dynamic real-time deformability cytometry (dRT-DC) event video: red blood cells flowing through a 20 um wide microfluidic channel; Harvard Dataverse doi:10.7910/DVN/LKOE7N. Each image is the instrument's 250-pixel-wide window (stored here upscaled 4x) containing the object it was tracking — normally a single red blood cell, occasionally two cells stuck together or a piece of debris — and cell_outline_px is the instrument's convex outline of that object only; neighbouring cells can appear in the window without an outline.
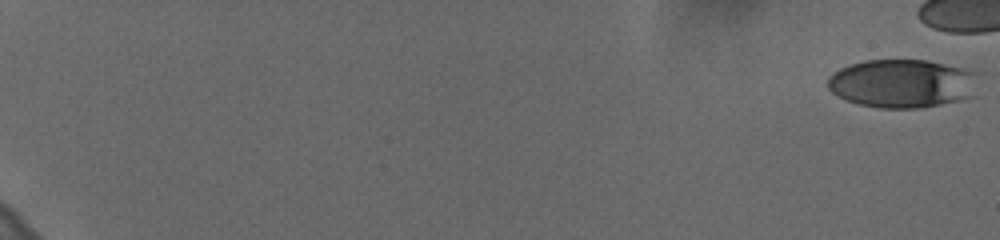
{"species": "human", "species_latin": "Homo sapiens", "temperature_condition": "cold", "stored_images_in_passage": 52, "camera_frame_rate_fps": 3000, "um_per_image_px": 0.085, "donor": {"sex": "female"}, "frame": {"image": 1, "passage_image": 1, "time_ms": 0.0, "image_size_px": [1000, 240], "cell_outline_px": [[980, 72], [976, 96], [960, 100], [920, 108], [880, 108], [860, 104], [844, 100], [832, 92], [828, 88], [828, 76], [832, 72], [840, 68], [864, 60], [928, 60], [964, 68]], "centroid_in_image_um": [76.76, 7.09], "position_along_channel_um": 8.2, "area_um2": 43.29}}
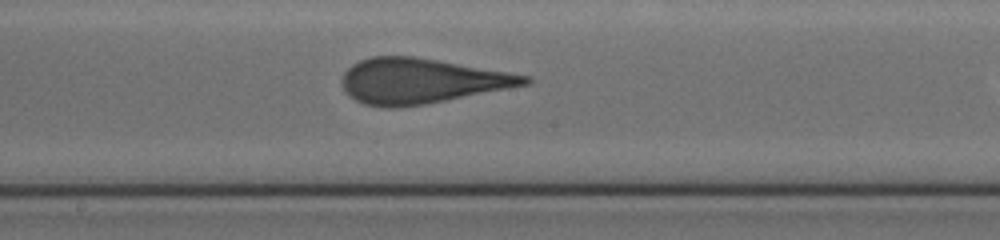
{"frame": {"image": 2, "passage_image": 37, "time_ms": 12.0, "image_size_px": [1000, 240], "cell_outline_px": [[532, 80], [528, 84], [424, 104], [396, 108], [384, 108], [364, 104], [348, 96], [340, 80], [344, 72], [352, 64], [360, 60], [372, 56], [416, 56], [532, 76]], "centroid_in_image_um": [35.75, 6.87], "position_along_channel_um": 212.4, "area_um2": 47.92}}
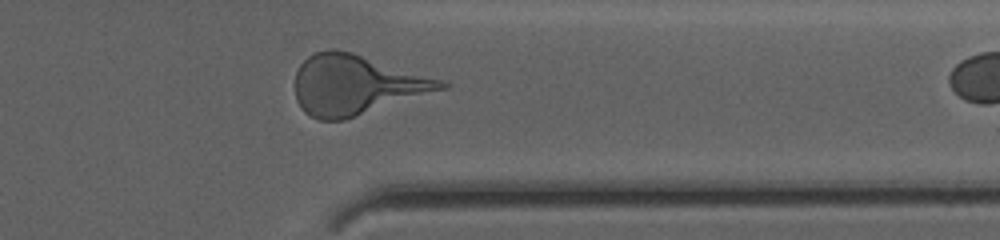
{"frame": {"image": 3, "passage_image": 51, "time_ms": 16.667, "image_size_px": [1000, 240], "cell_outline_px": [[448, 88], [344, 120], [320, 120], [304, 112], [296, 100], [296, 72], [300, 64], [308, 56], [316, 52], [332, 48], [352, 52], [440, 80], [448, 84]], "centroid_in_image_um": [30.22, 7.22], "position_along_channel_um": 381.2, "area_um2": 50.23}}